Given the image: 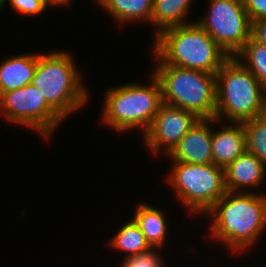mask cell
I'll return each instance as SVG.
<instances>
[{"label":"cell","mask_w":266,"mask_h":267,"mask_svg":"<svg viewBox=\"0 0 266 267\" xmlns=\"http://www.w3.org/2000/svg\"><path fill=\"white\" fill-rule=\"evenodd\" d=\"M136 208L133 219L150 246L155 249L165 246L163 244H165L168 235V222L165 220V213L150 204H146V202L138 204Z\"/></svg>","instance_id":"cell-15"},{"label":"cell","mask_w":266,"mask_h":267,"mask_svg":"<svg viewBox=\"0 0 266 267\" xmlns=\"http://www.w3.org/2000/svg\"><path fill=\"white\" fill-rule=\"evenodd\" d=\"M251 38L266 46V18L251 21Z\"/></svg>","instance_id":"cell-24"},{"label":"cell","mask_w":266,"mask_h":267,"mask_svg":"<svg viewBox=\"0 0 266 267\" xmlns=\"http://www.w3.org/2000/svg\"><path fill=\"white\" fill-rule=\"evenodd\" d=\"M150 76L149 86L136 82L107 89L101 113L106 126L118 133L138 127L143 135L148 130L163 104L160 82L153 73Z\"/></svg>","instance_id":"cell-5"},{"label":"cell","mask_w":266,"mask_h":267,"mask_svg":"<svg viewBox=\"0 0 266 267\" xmlns=\"http://www.w3.org/2000/svg\"><path fill=\"white\" fill-rule=\"evenodd\" d=\"M111 246L117 251L126 252L128 255L126 254L125 258L152 249L133 218L125 222L113 238L111 237L110 248Z\"/></svg>","instance_id":"cell-18"},{"label":"cell","mask_w":266,"mask_h":267,"mask_svg":"<svg viewBox=\"0 0 266 267\" xmlns=\"http://www.w3.org/2000/svg\"><path fill=\"white\" fill-rule=\"evenodd\" d=\"M191 3L192 0H153L151 24L158 29L156 35L164 29L191 23L185 20Z\"/></svg>","instance_id":"cell-17"},{"label":"cell","mask_w":266,"mask_h":267,"mask_svg":"<svg viewBox=\"0 0 266 267\" xmlns=\"http://www.w3.org/2000/svg\"><path fill=\"white\" fill-rule=\"evenodd\" d=\"M208 15L196 21L228 54L234 57L251 38V21L242 0H210Z\"/></svg>","instance_id":"cell-9"},{"label":"cell","mask_w":266,"mask_h":267,"mask_svg":"<svg viewBox=\"0 0 266 267\" xmlns=\"http://www.w3.org/2000/svg\"><path fill=\"white\" fill-rule=\"evenodd\" d=\"M198 119L191 111L163 103L142 136L146 148L157 155L162 150L168 155Z\"/></svg>","instance_id":"cell-10"},{"label":"cell","mask_w":266,"mask_h":267,"mask_svg":"<svg viewBox=\"0 0 266 267\" xmlns=\"http://www.w3.org/2000/svg\"><path fill=\"white\" fill-rule=\"evenodd\" d=\"M264 114L266 88L240 61L229 57L216 73L215 119L243 123Z\"/></svg>","instance_id":"cell-3"},{"label":"cell","mask_w":266,"mask_h":267,"mask_svg":"<svg viewBox=\"0 0 266 267\" xmlns=\"http://www.w3.org/2000/svg\"><path fill=\"white\" fill-rule=\"evenodd\" d=\"M121 267H128V266L122 261Z\"/></svg>","instance_id":"cell-28"},{"label":"cell","mask_w":266,"mask_h":267,"mask_svg":"<svg viewBox=\"0 0 266 267\" xmlns=\"http://www.w3.org/2000/svg\"><path fill=\"white\" fill-rule=\"evenodd\" d=\"M71 2H72V0H48V6L49 5H57V6H59V5H63V6H67V5H69V4H71Z\"/></svg>","instance_id":"cell-25"},{"label":"cell","mask_w":266,"mask_h":267,"mask_svg":"<svg viewBox=\"0 0 266 267\" xmlns=\"http://www.w3.org/2000/svg\"><path fill=\"white\" fill-rule=\"evenodd\" d=\"M38 54L11 56L0 64V96L31 84L37 67Z\"/></svg>","instance_id":"cell-14"},{"label":"cell","mask_w":266,"mask_h":267,"mask_svg":"<svg viewBox=\"0 0 266 267\" xmlns=\"http://www.w3.org/2000/svg\"><path fill=\"white\" fill-rule=\"evenodd\" d=\"M42 3H44L48 7V0H40Z\"/></svg>","instance_id":"cell-27"},{"label":"cell","mask_w":266,"mask_h":267,"mask_svg":"<svg viewBox=\"0 0 266 267\" xmlns=\"http://www.w3.org/2000/svg\"><path fill=\"white\" fill-rule=\"evenodd\" d=\"M250 21L266 18V0H242Z\"/></svg>","instance_id":"cell-23"},{"label":"cell","mask_w":266,"mask_h":267,"mask_svg":"<svg viewBox=\"0 0 266 267\" xmlns=\"http://www.w3.org/2000/svg\"><path fill=\"white\" fill-rule=\"evenodd\" d=\"M226 191L240 192L256 188L266 178V166L254 155L245 151L224 169Z\"/></svg>","instance_id":"cell-12"},{"label":"cell","mask_w":266,"mask_h":267,"mask_svg":"<svg viewBox=\"0 0 266 267\" xmlns=\"http://www.w3.org/2000/svg\"><path fill=\"white\" fill-rule=\"evenodd\" d=\"M96 3L121 24L140 20L151 24L153 0H98Z\"/></svg>","instance_id":"cell-16"},{"label":"cell","mask_w":266,"mask_h":267,"mask_svg":"<svg viewBox=\"0 0 266 267\" xmlns=\"http://www.w3.org/2000/svg\"><path fill=\"white\" fill-rule=\"evenodd\" d=\"M168 184L191 213H206L227 191L224 168L211 164L174 162Z\"/></svg>","instance_id":"cell-7"},{"label":"cell","mask_w":266,"mask_h":267,"mask_svg":"<svg viewBox=\"0 0 266 267\" xmlns=\"http://www.w3.org/2000/svg\"><path fill=\"white\" fill-rule=\"evenodd\" d=\"M5 2H7V0H0V9L3 8Z\"/></svg>","instance_id":"cell-26"},{"label":"cell","mask_w":266,"mask_h":267,"mask_svg":"<svg viewBox=\"0 0 266 267\" xmlns=\"http://www.w3.org/2000/svg\"><path fill=\"white\" fill-rule=\"evenodd\" d=\"M152 72L159 80L163 103L193 112L198 118H215L216 74L162 63L157 57Z\"/></svg>","instance_id":"cell-6"},{"label":"cell","mask_w":266,"mask_h":267,"mask_svg":"<svg viewBox=\"0 0 266 267\" xmlns=\"http://www.w3.org/2000/svg\"><path fill=\"white\" fill-rule=\"evenodd\" d=\"M72 57L64 50L38 53L37 67L31 80L63 119L84 107L90 95L81 82L82 76Z\"/></svg>","instance_id":"cell-4"},{"label":"cell","mask_w":266,"mask_h":267,"mask_svg":"<svg viewBox=\"0 0 266 267\" xmlns=\"http://www.w3.org/2000/svg\"><path fill=\"white\" fill-rule=\"evenodd\" d=\"M0 111L8 122L36 130L47 139L64 120L46 102L41 90L32 84L3 93L0 96Z\"/></svg>","instance_id":"cell-8"},{"label":"cell","mask_w":266,"mask_h":267,"mask_svg":"<svg viewBox=\"0 0 266 267\" xmlns=\"http://www.w3.org/2000/svg\"><path fill=\"white\" fill-rule=\"evenodd\" d=\"M123 262L128 267H164L162 258L156 250L154 251V248L137 255L126 257Z\"/></svg>","instance_id":"cell-21"},{"label":"cell","mask_w":266,"mask_h":267,"mask_svg":"<svg viewBox=\"0 0 266 267\" xmlns=\"http://www.w3.org/2000/svg\"><path fill=\"white\" fill-rule=\"evenodd\" d=\"M246 151L254 154L266 166V114L243 122Z\"/></svg>","instance_id":"cell-20"},{"label":"cell","mask_w":266,"mask_h":267,"mask_svg":"<svg viewBox=\"0 0 266 267\" xmlns=\"http://www.w3.org/2000/svg\"><path fill=\"white\" fill-rule=\"evenodd\" d=\"M217 123L215 118H199L167 156L174 162L213 163L210 125Z\"/></svg>","instance_id":"cell-11"},{"label":"cell","mask_w":266,"mask_h":267,"mask_svg":"<svg viewBox=\"0 0 266 267\" xmlns=\"http://www.w3.org/2000/svg\"><path fill=\"white\" fill-rule=\"evenodd\" d=\"M16 12L27 16H35L46 10L47 6L40 0H8Z\"/></svg>","instance_id":"cell-22"},{"label":"cell","mask_w":266,"mask_h":267,"mask_svg":"<svg viewBox=\"0 0 266 267\" xmlns=\"http://www.w3.org/2000/svg\"><path fill=\"white\" fill-rule=\"evenodd\" d=\"M155 39L153 55L167 65L216 74L229 58L197 22L164 29Z\"/></svg>","instance_id":"cell-2"},{"label":"cell","mask_w":266,"mask_h":267,"mask_svg":"<svg viewBox=\"0 0 266 267\" xmlns=\"http://www.w3.org/2000/svg\"><path fill=\"white\" fill-rule=\"evenodd\" d=\"M213 164L226 168L246 151V134L243 123L224 125L219 131L212 130Z\"/></svg>","instance_id":"cell-13"},{"label":"cell","mask_w":266,"mask_h":267,"mask_svg":"<svg viewBox=\"0 0 266 267\" xmlns=\"http://www.w3.org/2000/svg\"><path fill=\"white\" fill-rule=\"evenodd\" d=\"M205 214L211 235L230 251H246L266 229V194L227 191Z\"/></svg>","instance_id":"cell-1"},{"label":"cell","mask_w":266,"mask_h":267,"mask_svg":"<svg viewBox=\"0 0 266 267\" xmlns=\"http://www.w3.org/2000/svg\"><path fill=\"white\" fill-rule=\"evenodd\" d=\"M234 57L266 88V46L250 38Z\"/></svg>","instance_id":"cell-19"}]
</instances>
